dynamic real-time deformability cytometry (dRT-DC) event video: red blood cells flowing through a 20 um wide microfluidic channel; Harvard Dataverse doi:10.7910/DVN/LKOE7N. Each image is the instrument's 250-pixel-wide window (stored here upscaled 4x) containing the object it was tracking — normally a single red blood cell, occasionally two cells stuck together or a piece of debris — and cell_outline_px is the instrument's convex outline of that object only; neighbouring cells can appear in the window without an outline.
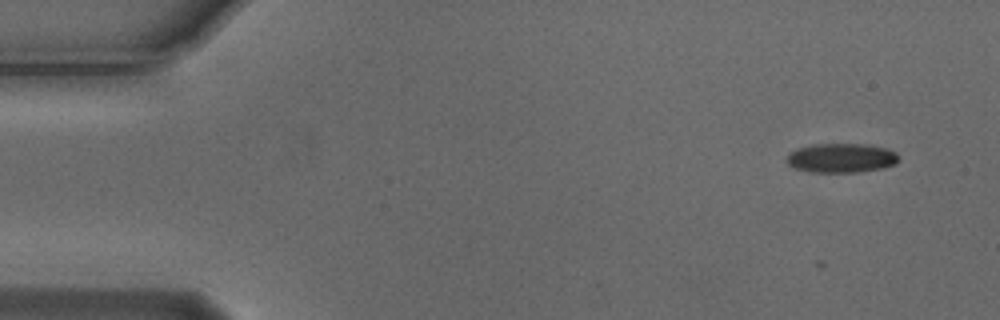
{"species": "Egyptian fruit bat (a non-hibernating species)", "species_latin": "Rousettus aegyptiacus", "temperature_condition": "cold", "stored_images_in_passage": 55, "camera_frame_rate_fps": 3000, "um_per_image_px": 0.085, "animal": {"sex": "male"}, "frame": {"image": 1, "passage_image": 4, "time_ms": 1.0, "image_size_px": [1000, 320], "cell_outline_px": [[900, 160], [896, 164], [884, 168], [856, 172], [812, 172], [792, 168], [784, 160], [788, 152], [796, 148], [812, 144], [860, 144], [884, 148], [896, 152], [900, 156]], "centroid_in_image_um": [71.47, 13.43], "position_along_channel_um": 13.5, "area_um2": 19.42}}
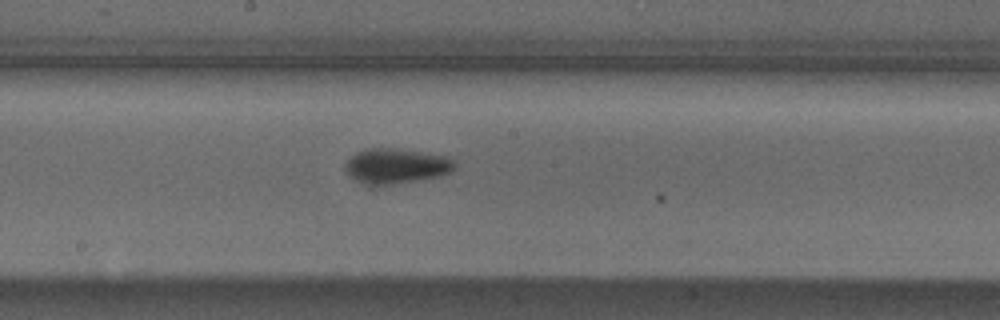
{"frame": {"image": 2, "passage_image": 29, "time_ms": 9.333, "image_size_px": [1000, 320], "cell_outline_px": [[456, 168], [452, 172], [440, 176], [380, 188], [368, 188], [348, 176], [344, 168], [344, 164], [356, 152], [364, 148], [392, 148], [448, 156], [456, 164]], "centroid_in_image_um": [33.61, 14.17], "position_along_channel_um": 214.6, "area_um2": 23.41}}
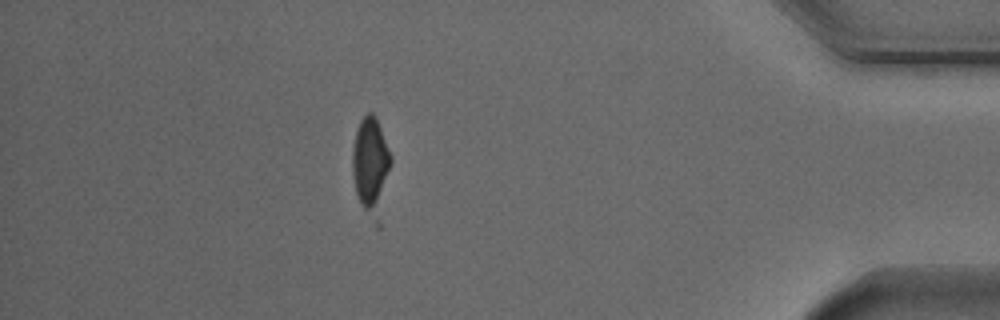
{"frame": {"image": 3, "passage_image": 48, "time_ms": 15.667, "image_size_px": [1000, 320], "cell_outline_px": [[392, 160], [376, 200], [368, 208], [364, 208], [360, 204], [356, 196], [352, 176], [352, 148], [356, 132], [360, 120], [368, 112], [372, 112], [376, 116], [392, 156]], "centroid_in_image_um": [31.41, 13.6], "position_along_channel_um": 403.8, "area_um2": 19.07}, "authors_computed_cell_mechanics": {"area_um2": 20.1144, "velocity_mm_per_s": 3.7516, "shape_relaxation_time_tau1_ms": 2.1287, "shape_relaxation_time_tau2_ms": null, "deformation_change_tau1": 0.0993, "deformation_change_tau2": null}}